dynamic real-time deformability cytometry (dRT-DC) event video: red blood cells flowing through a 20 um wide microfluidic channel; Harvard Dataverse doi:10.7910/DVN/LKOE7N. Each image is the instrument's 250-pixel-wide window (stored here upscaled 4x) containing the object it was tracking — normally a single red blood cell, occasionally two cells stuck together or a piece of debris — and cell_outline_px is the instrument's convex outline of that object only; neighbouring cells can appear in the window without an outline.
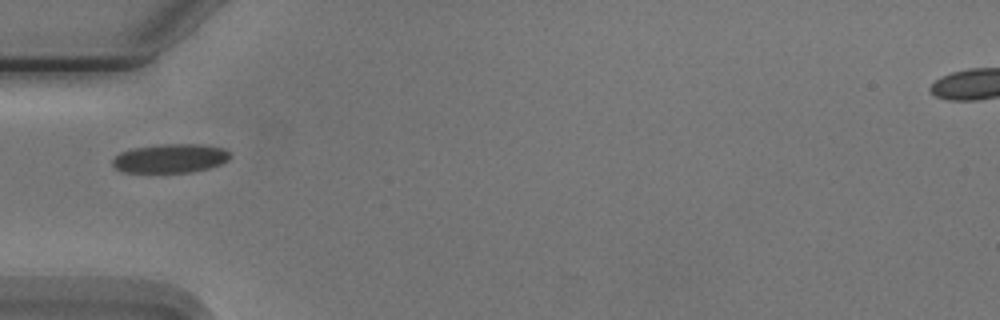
{"species": "Egyptian fruit bat (a non-hibernating species)", "species_latin": "Rousettus aegyptiacus", "temperature_condition": "cold", "stored_images_in_passage": 9, "camera_frame_rate_fps": 3000, "um_per_image_px": 0.085, "animal": {"sex": "male"}, "frame": {"image": 1, "passage_image": 5, "time_ms": 5.667, "image_size_px": [1000, 320], "cell_outline_px": [[232, 156], [228, 160], [220, 164], [208, 168], [192, 172], [124, 172], [116, 168], [112, 164], [112, 160], [120, 152], [132, 148], [164, 144], [200, 144], [224, 148]], "centroid_in_image_um": [14.49, 13.46], "position_along_channel_um": 70.5, "area_um2": 19.77}}
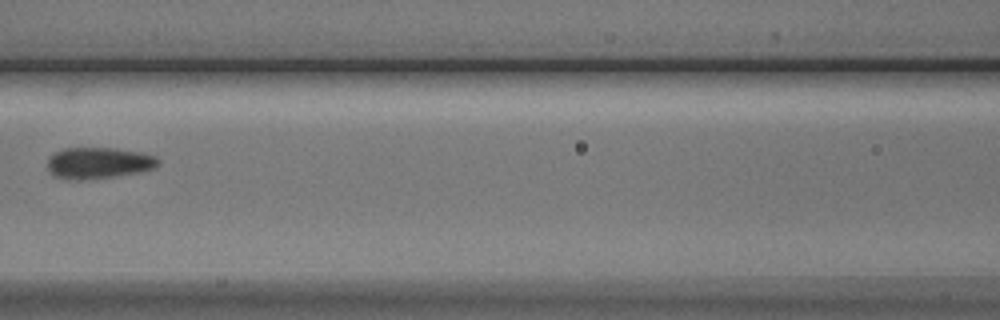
{"frame": {"image": 2, "passage_image": 7, "time_ms": 8.0, "image_size_px": [1000, 320], "cell_outline_px": [[160, 164], [152, 168], [140, 172], [112, 176], [80, 180], [76, 180], [56, 176], [48, 168], [48, 160], [56, 152], [64, 148], [116, 148], [156, 156], [160, 160]], "centroid_in_image_um": [8.41, 13.84], "position_along_channel_um": 158.2, "area_um2": 19.77}}
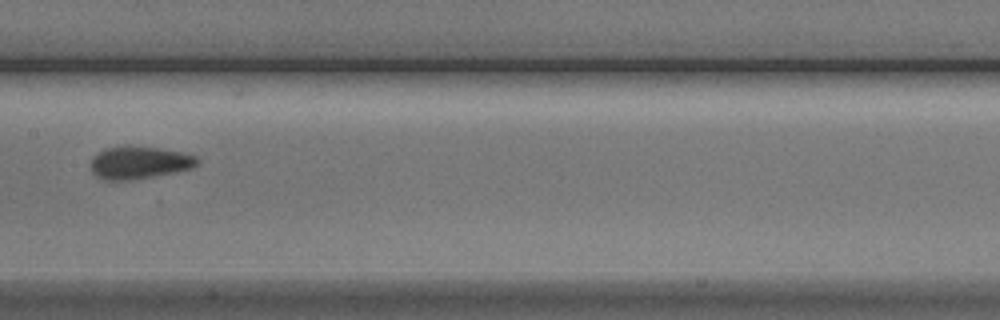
{"frame": {"image": 3, "passage_image": 8, "time_ms": 9.0, "image_size_px": [1000, 320], "cell_outline_px": [[200, 164], [192, 168], [152, 176], [128, 180], [104, 180], [96, 176], [92, 172], [92, 156], [104, 148], [156, 148], [180, 152], [196, 156], [200, 160]], "centroid_in_image_um": [11.85, 13.85], "position_along_channel_um": 195.6, "area_um2": 19.54}}